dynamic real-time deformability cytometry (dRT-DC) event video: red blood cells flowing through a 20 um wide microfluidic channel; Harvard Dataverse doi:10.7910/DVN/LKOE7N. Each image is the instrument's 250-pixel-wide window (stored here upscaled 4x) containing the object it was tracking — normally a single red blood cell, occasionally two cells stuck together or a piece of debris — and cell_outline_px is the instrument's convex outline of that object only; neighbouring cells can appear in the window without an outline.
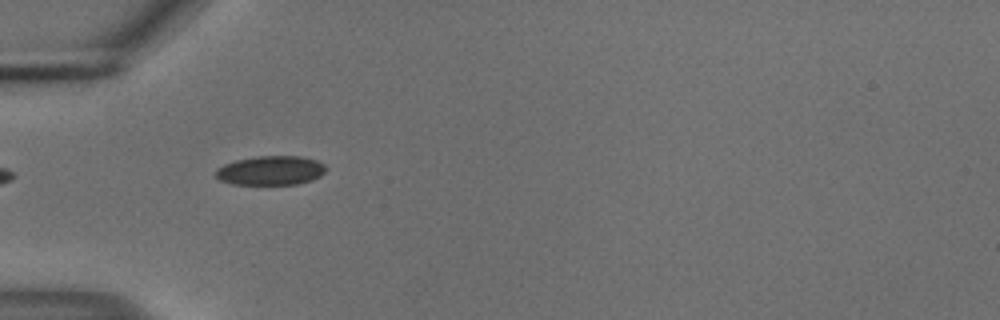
{"species": "common noctule bat (a hibernating species)", "species_latin": "Nyctalus noctula", "temperature_condition": "cold", "stored_images_in_passage": 38, "camera_frame_rate_fps": 3000, "um_per_image_px": 0.085, "animal": {"sex": "male", "body_mass_g": 18.8}, "frame": {"image": 1, "passage_image": 1, "time_ms": 0.0, "image_size_px": [1000, 320], "cell_outline_px": [[328, 168], [320, 176], [312, 180], [296, 184], [232, 184], [220, 180], [216, 176], [216, 168], [224, 164], [236, 160], [256, 156], [300, 156], [316, 160], [324, 164]], "centroid_in_image_um": [23.02, 14.48], "position_along_channel_um": 62.0, "area_um2": 18.79}, "authors_computed_cell_mechanics": {"area_um2": 18.6983, "velocity_mm_per_s": 3.7344, "shape_relaxation_time_tau1_ms": 8.0156, "shape_relaxation_time_tau2_ms": 9.8133, "deformation_change_tau1": 0.1131, "deformation_change_tau2": 0.1093}}